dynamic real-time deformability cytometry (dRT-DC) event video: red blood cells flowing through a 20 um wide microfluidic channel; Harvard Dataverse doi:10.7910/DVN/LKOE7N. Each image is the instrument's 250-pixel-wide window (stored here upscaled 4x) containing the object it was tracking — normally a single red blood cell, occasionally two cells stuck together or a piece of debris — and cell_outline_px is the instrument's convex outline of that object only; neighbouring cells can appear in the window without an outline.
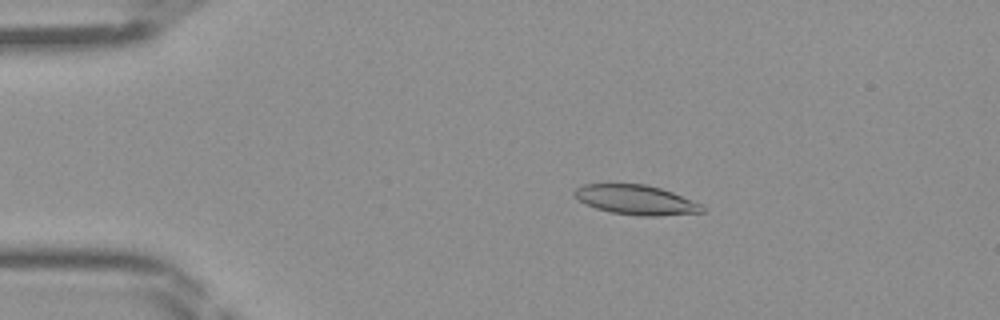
{"species": "Egyptian fruit bat (a non-hibernating species)", "species_latin": "Rousettus aegyptiacus", "temperature_condition": "room temperature", "stored_images_in_passage": 46, "camera_frame_rate_fps": 3000, "um_per_image_px": 0.085, "frame": {"image": 1, "passage_image": 9, "time_ms": 2.667, "image_size_px": [1000, 320], "cell_outline_px": [[704, 212], [656, 216], [640, 216], [612, 212], [596, 208], [580, 200], [572, 192], [576, 188], [584, 184], [644, 184], [660, 188], [672, 192], [704, 204]], "centroid_in_image_um": [54.11, 16.99], "position_along_channel_um": 30.9, "area_um2": 21.91}}
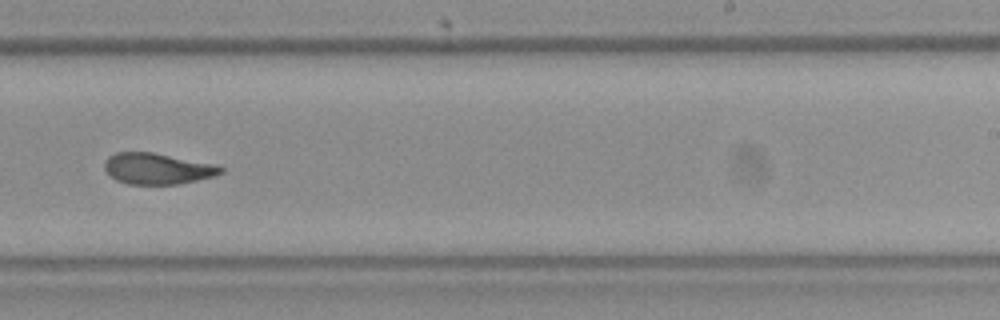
{"frame": {"image": 2, "passage_image": 29, "time_ms": 9.333, "image_size_px": [1000, 320], "cell_outline_px": [[224, 172], [212, 176], [196, 180], [176, 184], [128, 184], [116, 180], [104, 168], [104, 160], [108, 156], [116, 152], [152, 152], [216, 164], [224, 168]], "centroid_in_image_um": [13.37, 14.32], "position_along_channel_um": 275.6, "area_um2": 20.98}}
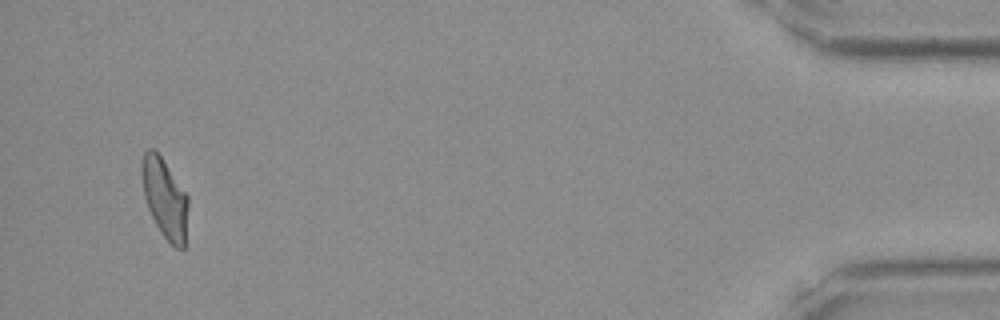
{"frame": {"image": 3, "passage_image": 44, "time_ms": 14.333, "image_size_px": [1000, 320], "cell_outline_px": [[188, 204], [184, 248], [176, 248], [160, 232], [148, 208], [144, 196], [140, 176], [140, 164], [144, 152], [148, 148], [156, 148], [188, 196]], "centroid_in_image_um": [13.97, 16.77], "position_along_channel_um": 421.2, "area_um2": 21.68}}